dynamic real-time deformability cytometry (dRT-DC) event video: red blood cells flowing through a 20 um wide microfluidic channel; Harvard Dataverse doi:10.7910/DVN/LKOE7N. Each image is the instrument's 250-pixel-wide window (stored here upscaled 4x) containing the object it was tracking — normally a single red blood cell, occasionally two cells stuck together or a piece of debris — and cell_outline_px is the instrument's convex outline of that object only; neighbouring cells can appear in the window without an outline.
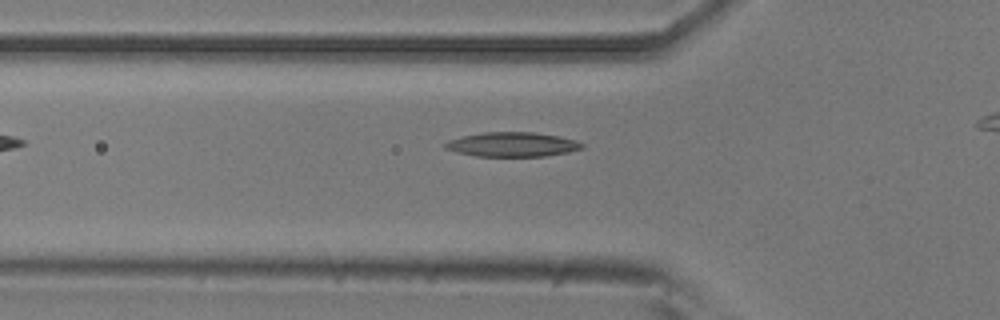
{"species": "common noctule bat (a hibernating species)", "species_latin": "Nyctalus noctula", "temperature_condition": "room temperature", "stored_images_in_passage": 34, "camera_frame_rate_fps": 3000, "um_per_image_px": 0.085, "animal": {"sex": "male", "body_mass_g": 20.5, "forearm_length_mm": 52.5}, "frame": {"image": 1, "passage_image": 5, "time_ms": 1.333, "image_size_px": [1000, 320], "cell_outline_px": [[584, 148], [568, 152], [544, 156], [476, 156], [456, 152], [444, 148], [444, 144], [448, 140], [464, 136], [484, 132], [532, 132], [560, 136], [576, 140], [584, 144]], "centroid_in_image_um": [43.56, 12.28], "position_along_channel_um": 82.2, "area_um2": 19.48}}
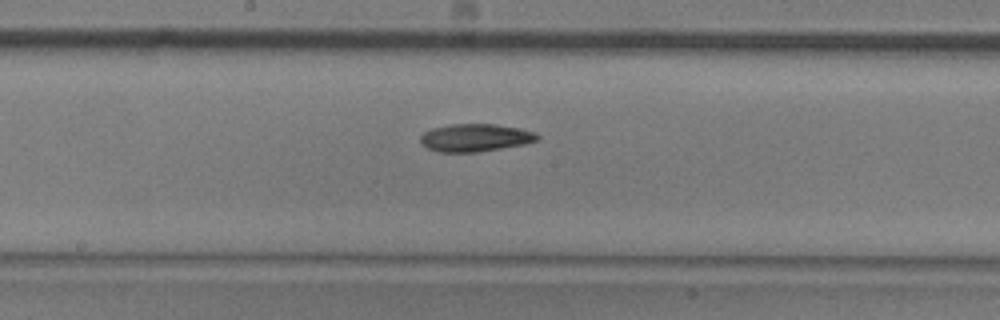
{"frame": {"image": 2, "passage_image": 15, "time_ms": 4.667, "image_size_px": [1000, 320], "cell_outline_px": [[540, 140], [524, 144], [476, 152], [436, 152], [420, 144], [420, 136], [424, 132], [432, 128], [452, 124], [496, 124], [520, 128], [536, 132], [540, 136]], "centroid_in_image_um": [40.4, 11.7], "position_along_channel_um": 207.8, "area_um2": 19.02}}
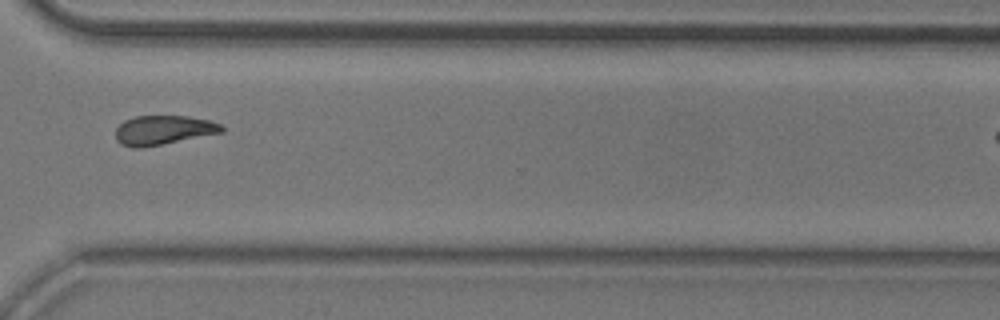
{"frame": {"image": 3, "passage_image": 27, "time_ms": 8.667, "image_size_px": [1000, 320], "cell_outline_px": [[224, 132], [140, 148], [132, 148], [120, 144], [116, 140], [116, 128], [124, 120], [136, 116], [188, 116], [208, 120], [220, 124], [224, 128]], "centroid_in_image_um": [13.86, 11.06], "position_along_channel_um": 356.7, "area_um2": 18.03}}